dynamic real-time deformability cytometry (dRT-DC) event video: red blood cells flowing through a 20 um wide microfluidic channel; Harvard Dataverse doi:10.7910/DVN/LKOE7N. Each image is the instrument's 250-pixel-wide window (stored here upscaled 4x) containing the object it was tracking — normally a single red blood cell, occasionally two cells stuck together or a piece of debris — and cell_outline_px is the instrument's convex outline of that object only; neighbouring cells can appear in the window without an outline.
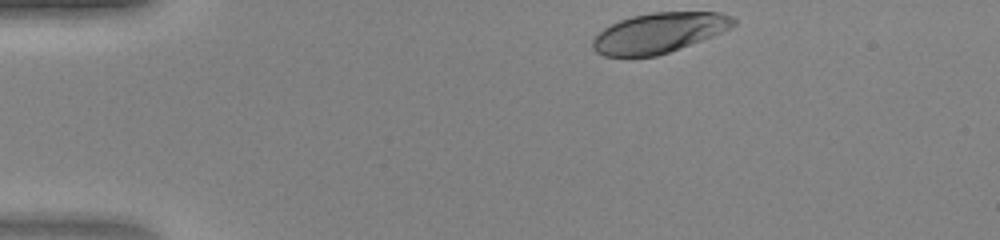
{"species": "human", "species_latin": "Homo sapiens", "temperature_condition": "warm", "stored_images_in_passage": 33, "camera_frame_rate_fps": 3000, "um_per_image_px": 0.085, "donor": {"sex": "female"}, "frame": {"image": 1, "passage_image": 1, "time_ms": 0.0, "image_size_px": [1000, 240], "cell_outline_px": [[736, 24], [732, 28], [712, 36], [668, 52], [656, 56], [604, 56], [596, 52], [592, 48], [592, 40], [604, 28], [620, 20], [632, 16], [652, 12], [720, 12], [732, 16], [736, 20]], "centroid_in_image_um": [56.03, 2.78], "position_along_channel_um": 29.0, "area_um2": 32.71}}
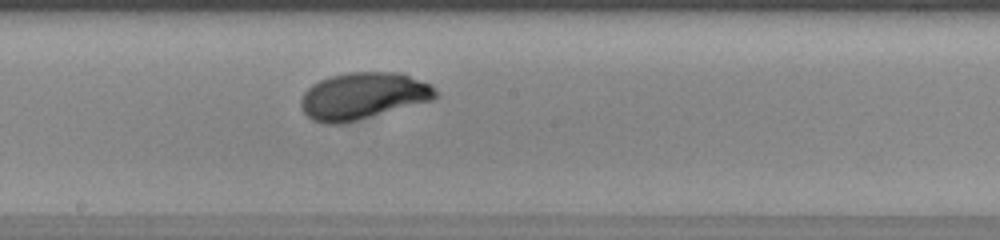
{"frame": {"image": 2, "passage_image": 19, "time_ms": 6.0, "image_size_px": [1000, 240], "cell_outline_px": [[440, 96], [432, 100], [356, 120], [340, 124], [324, 124], [312, 120], [304, 112], [300, 104], [300, 100], [304, 92], [312, 84], [328, 76], [348, 72], [404, 72], [432, 84], [436, 88]], "centroid_in_image_um": [30.89, 8.13], "position_along_channel_um": 217.3, "area_um2": 37.05}}
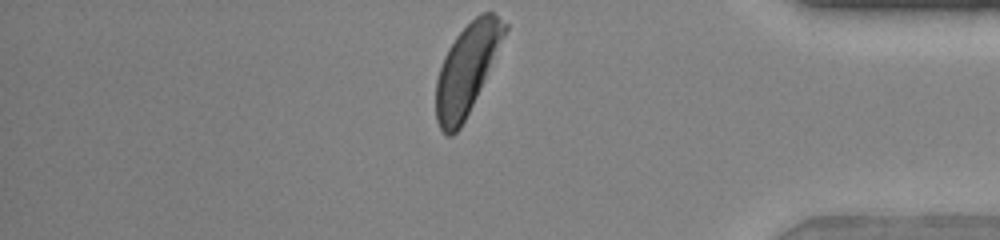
{"frame": {"image": 3, "passage_image": 33, "time_ms": 10.667, "image_size_px": [1000, 240], "cell_outline_px": [[508, 28], [480, 88], [460, 128], [452, 136], [448, 136], [440, 128], [436, 120], [436, 80], [444, 56], [448, 48], [456, 36], [480, 12], [492, 12], [508, 24]], "centroid_in_image_um": [39.66, 5.87], "position_along_channel_um": 395.5, "area_um2": 34.97}}